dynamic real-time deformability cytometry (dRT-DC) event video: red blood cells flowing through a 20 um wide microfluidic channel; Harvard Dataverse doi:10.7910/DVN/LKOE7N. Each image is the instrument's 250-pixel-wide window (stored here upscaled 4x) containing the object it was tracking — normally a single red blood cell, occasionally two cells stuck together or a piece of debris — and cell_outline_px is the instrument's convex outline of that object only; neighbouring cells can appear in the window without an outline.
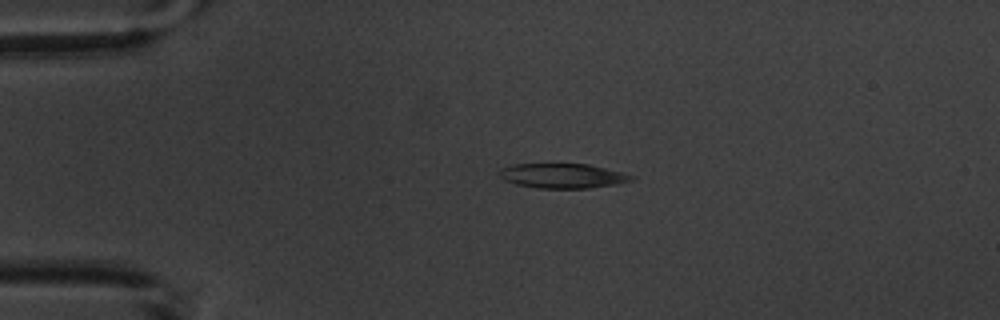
{"species": "common noctule bat (a hibernating species)", "species_latin": "Nyctalus noctula", "temperature_condition": "warm", "stored_images_in_passage": 6, "camera_frame_rate_fps": 3000, "um_per_image_px": 0.085, "animal": {"sex": "male", "body_mass_g": 20.1, "forearm_length_mm": 53.5}, "frame": {"image": 1, "passage_image": 4, "time_ms": 3.667, "image_size_px": [1000, 320], "cell_outline_px": [[636, 180], [616, 184], [588, 188], [536, 188], [516, 184], [504, 180], [496, 172], [500, 168], [512, 164], [588, 164], [624, 172], [636, 176]], "centroid_in_image_um": [47.83, 14.94], "position_along_channel_um": 37.2, "area_um2": 19.25}}
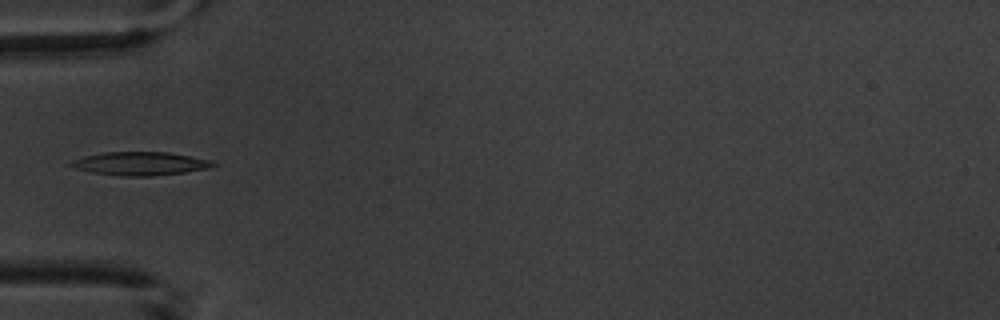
{"frame": {"image": 2, "passage_image": 6, "time_ms": 5.667, "image_size_px": [1000, 320], "cell_outline_px": [[220, 164], [208, 168], [184, 172], [152, 176], [120, 176], [92, 172], [76, 168], [68, 164], [72, 160], [84, 156], [104, 152], [168, 152], [208, 160]], "centroid_in_image_um": [11.9, 13.9], "position_along_channel_um": 73.1, "area_um2": 19.19}}